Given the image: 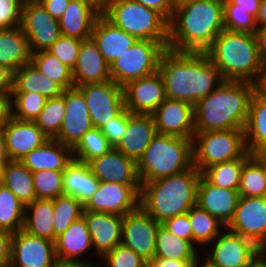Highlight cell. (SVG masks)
<instances>
[{
	"instance_id": "6da1fadb",
	"label": "cell",
	"mask_w": 266,
	"mask_h": 267,
	"mask_svg": "<svg viewBox=\"0 0 266 267\" xmlns=\"http://www.w3.org/2000/svg\"><path fill=\"white\" fill-rule=\"evenodd\" d=\"M158 71L164 82L166 98L186 101L192 105L225 81L205 52L167 48L161 56Z\"/></svg>"
},
{
	"instance_id": "7a4b0ae2",
	"label": "cell",
	"mask_w": 266,
	"mask_h": 267,
	"mask_svg": "<svg viewBox=\"0 0 266 267\" xmlns=\"http://www.w3.org/2000/svg\"><path fill=\"white\" fill-rule=\"evenodd\" d=\"M223 29V0L185 2L174 8L169 22L168 48L205 52Z\"/></svg>"
},
{
	"instance_id": "3957f363",
	"label": "cell",
	"mask_w": 266,
	"mask_h": 267,
	"mask_svg": "<svg viewBox=\"0 0 266 267\" xmlns=\"http://www.w3.org/2000/svg\"><path fill=\"white\" fill-rule=\"evenodd\" d=\"M257 84L224 81L193 105L195 132L243 129Z\"/></svg>"
},
{
	"instance_id": "277c9868",
	"label": "cell",
	"mask_w": 266,
	"mask_h": 267,
	"mask_svg": "<svg viewBox=\"0 0 266 267\" xmlns=\"http://www.w3.org/2000/svg\"><path fill=\"white\" fill-rule=\"evenodd\" d=\"M201 172L193 166L180 173L141 182L140 206L158 223L187 213L197 202Z\"/></svg>"
},
{
	"instance_id": "5b68a950",
	"label": "cell",
	"mask_w": 266,
	"mask_h": 267,
	"mask_svg": "<svg viewBox=\"0 0 266 267\" xmlns=\"http://www.w3.org/2000/svg\"><path fill=\"white\" fill-rule=\"evenodd\" d=\"M205 53L225 81L257 84L266 67L258 52L255 33L223 29Z\"/></svg>"
},
{
	"instance_id": "8992f818",
	"label": "cell",
	"mask_w": 266,
	"mask_h": 267,
	"mask_svg": "<svg viewBox=\"0 0 266 267\" xmlns=\"http://www.w3.org/2000/svg\"><path fill=\"white\" fill-rule=\"evenodd\" d=\"M193 139L156 134L137 161L141 182H149L192 168Z\"/></svg>"
},
{
	"instance_id": "52a82bcc",
	"label": "cell",
	"mask_w": 266,
	"mask_h": 267,
	"mask_svg": "<svg viewBox=\"0 0 266 267\" xmlns=\"http://www.w3.org/2000/svg\"><path fill=\"white\" fill-rule=\"evenodd\" d=\"M102 15L114 26L139 40H169V22L159 12L138 2L112 0Z\"/></svg>"
},
{
	"instance_id": "ba28073f",
	"label": "cell",
	"mask_w": 266,
	"mask_h": 267,
	"mask_svg": "<svg viewBox=\"0 0 266 267\" xmlns=\"http://www.w3.org/2000/svg\"><path fill=\"white\" fill-rule=\"evenodd\" d=\"M193 165L202 172L205 168L225 161L242 158L248 151L243 129L195 132Z\"/></svg>"
},
{
	"instance_id": "9c48e42d",
	"label": "cell",
	"mask_w": 266,
	"mask_h": 267,
	"mask_svg": "<svg viewBox=\"0 0 266 267\" xmlns=\"http://www.w3.org/2000/svg\"><path fill=\"white\" fill-rule=\"evenodd\" d=\"M168 42L137 40L110 65L111 80L120 86L158 71Z\"/></svg>"
},
{
	"instance_id": "30bf717a",
	"label": "cell",
	"mask_w": 266,
	"mask_h": 267,
	"mask_svg": "<svg viewBox=\"0 0 266 267\" xmlns=\"http://www.w3.org/2000/svg\"><path fill=\"white\" fill-rule=\"evenodd\" d=\"M85 98L90 119L101 128L124 109L123 88L112 80L77 87Z\"/></svg>"
},
{
	"instance_id": "8fae6325",
	"label": "cell",
	"mask_w": 266,
	"mask_h": 267,
	"mask_svg": "<svg viewBox=\"0 0 266 267\" xmlns=\"http://www.w3.org/2000/svg\"><path fill=\"white\" fill-rule=\"evenodd\" d=\"M160 223L141 206L123 216L121 244L141 256L148 264L154 259Z\"/></svg>"
},
{
	"instance_id": "7c38bea8",
	"label": "cell",
	"mask_w": 266,
	"mask_h": 267,
	"mask_svg": "<svg viewBox=\"0 0 266 267\" xmlns=\"http://www.w3.org/2000/svg\"><path fill=\"white\" fill-rule=\"evenodd\" d=\"M141 184L99 182L84 210L124 216L140 206Z\"/></svg>"
},
{
	"instance_id": "4fadbf2b",
	"label": "cell",
	"mask_w": 266,
	"mask_h": 267,
	"mask_svg": "<svg viewBox=\"0 0 266 267\" xmlns=\"http://www.w3.org/2000/svg\"><path fill=\"white\" fill-rule=\"evenodd\" d=\"M20 26L27 37L31 53L34 50L47 51L61 36L59 21L41 3L24 0Z\"/></svg>"
},
{
	"instance_id": "5bb4252c",
	"label": "cell",
	"mask_w": 266,
	"mask_h": 267,
	"mask_svg": "<svg viewBox=\"0 0 266 267\" xmlns=\"http://www.w3.org/2000/svg\"><path fill=\"white\" fill-rule=\"evenodd\" d=\"M55 243L19 230L12 234L9 267H54Z\"/></svg>"
},
{
	"instance_id": "9a60e30c",
	"label": "cell",
	"mask_w": 266,
	"mask_h": 267,
	"mask_svg": "<svg viewBox=\"0 0 266 267\" xmlns=\"http://www.w3.org/2000/svg\"><path fill=\"white\" fill-rule=\"evenodd\" d=\"M66 106L56 141L73 148L80 138L94 128L82 92L77 87L64 89L62 94Z\"/></svg>"
},
{
	"instance_id": "2e32d148",
	"label": "cell",
	"mask_w": 266,
	"mask_h": 267,
	"mask_svg": "<svg viewBox=\"0 0 266 267\" xmlns=\"http://www.w3.org/2000/svg\"><path fill=\"white\" fill-rule=\"evenodd\" d=\"M124 108L130 113L152 114L166 99L159 71L132 80L123 87Z\"/></svg>"
},
{
	"instance_id": "e0dca14e",
	"label": "cell",
	"mask_w": 266,
	"mask_h": 267,
	"mask_svg": "<svg viewBox=\"0 0 266 267\" xmlns=\"http://www.w3.org/2000/svg\"><path fill=\"white\" fill-rule=\"evenodd\" d=\"M158 134L193 139L195 133L193 105L166 98L152 113Z\"/></svg>"
},
{
	"instance_id": "ac0fdd59",
	"label": "cell",
	"mask_w": 266,
	"mask_h": 267,
	"mask_svg": "<svg viewBox=\"0 0 266 267\" xmlns=\"http://www.w3.org/2000/svg\"><path fill=\"white\" fill-rule=\"evenodd\" d=\"M226 228L258 244L266 234V196H240L234 217Z\"/></svg>"
},
{
	"instance_id": "d6986e66",
	"label": "cell",
	"mask_w": 266,
	"mask_h": 267,
	"mask_svg": "<svg viewBox=\"0 0 266 267\" xmlns=\"http://www.w3.org/2000/svg\"><path fill=\"white\" fill-rule=\"evenodd\" d=\"M218 237L207 258L216 267H247L257 256V244L251 239L231 231Z\"/></svg>"
},
{
	"instance_id": "ffe728a7",
	"label": "cell",
	"mask_w": 266,
	"mask_h": 267,
	"mask_svg": "<svg viewBox=\"0 0 266 267\" xmlns=\"http://www.w3.org/2000/svg\"><path fill=\"white\" fill-rule=\"evenodd\" d=\"M1 132L5 138L6 151L10 160L20 161L33 149L50 139L34 121L18 120L12 116Z\"/></svg>"
},
{
	"instance_id": "44dd1931",
	"label": "cell",
	"mask_w": 266,
	"mask_h": 267,
	"mask_svg": "<svg viewBox=\"0 0 266 267\" xmlns=\"http://www.w3.org/2000/svg\"><path fill=\"white\" fill-rule=\"evenodd\" d=\"M240 195L238 190L210 184L202 175L197 189L196 204L227 227L234 217Z\"/></svg>"
},
{
	"instance_id": "7402d4cb",
	"label": "cell",
	"mask_w": 266,
	"mask_h": 267,
	"mask_svg": "<svg viewBox=\"0 0 266 267\" xmlns=\"http://www.w3.org/2000/svg\"><path fill=\"white\" fill-rule=\"evenodd\" d=\"M88 164L99 182L141 184L137 162L115 148Z\"/></svg>"
},
{
	"instance_id": "603a6c76",
	"label": "cell",
	"mask_w": 266,
	"mask_h": 267,
	"mask_svg": "<svg viewBox=\"0 0 266 267\" xmlns=\"http://www.w3.org/2000/svg\"><path fill=\"white\" fill-rule=\"evenodd\" d=\"M74 87L111 80L110 65L90 37L81 41L76 64L72 69Z\"/></svg>"
},
{
	"instance_id": "cb8c5ba5",
	"label": "cell",
	"mask_w": 266,
	"mask_h": 267,
	"mask_svg": "<svg viewBox=\"0 0 266 267\" xmlns=\"http://www.w3.org/2000/svg\"><path fill=\"white\" fill-rule=\"evenodd\" d=\"M156 134L152 114L130 113L127 110V130L115 149L137 162Z\"/></svg>"
},
{
	"instance_id": "d4e9b609",
	"label": "cell",
	"mask_w": 266,
	"mask_h": 267,
	"mask_svg": "<svg viewBox=\"0 0 266 267\" xmlns=\"http://www.w3.org/2000/svg\"><path fill=\"white\" fill-rule=\"evenodd\" d=\"M91 244L94 245L100 255L111 251L115 246L121 244L123 216L83 210Z\"/></svg>"
},
{
	"instance_id": "484cf974",
	"label": "cell",
	"mask_w": 266,
	"mask_h": 267,
	"mask_svg": "<svg viewBox=\"0 0 266 267\" xmlns=\"http://www.w3.org/2000/svg\"><path fill=\"white\" fill-rule=\"evenodd\" d=\"M91 38L109 65L138 40L133 35L114 26L103 15L96 19Z\"/></svg>"
},
{
	"instance_id": "4316f807",
	"label": "cell",
	"mask_w": 266,
	"mask_h": 267,
	"mask_svg": "<svg viewBox=\"0 0 266 267\" xmlns=\"http://www.w3.org/2000/svg\"><path fill=\"white\" fill-rule=\"evenodd\" d=\"M72 148L49 139L43 145L33 149L20 161L31 171H64L73 160ZM67 155V156H66Z\"/></svg>"
},
{
	"instance_id": "83f0119b",
	"label": "cell",
	"mask_w": 266,
	"mask_h": 267,
	"mask_svg": "<svg viewBox=\"0 0 266 267\" xmlns=\"http://www.w3.org/2000/svg\"><path fill=\"white\" fill-rule=\"evenodd\" d=\"M101 14L83 0H71L59 21L61 35L81 40L91 37L94 23Z\"/></svg>"
},
{
	"instance_id": "f1b7e54d",
	"label": "cell",
	"mask_w": 266,
	"mask_h": 267,
	"mask_svg": "<svg viewBox=\"0 0 266 267\" xmlns=\"http://www.w3.org/2000/svg\"><path fill=\"white\" fill-rule=\"evenodd\" d=\"M99 188V180L89 164L72 160L63 171V195L78 199L85 205Z\"/></svg>"
},
{
	"instance_id": "f546056e",
	"label": "cell",
	"mask_w": 266,
	"mask_h": 267,
	"mask_svg": "<svg viewBox=\"0 0 266 267\" xmlns=\"http://www.w3.org/2000/svg\"><path fill=\"white\" fill-rule=\"evenodd\" d=\"M31 50L21 26L0 29V65L12 72L31 61Z\"/></svg>"
},
{
	"instance_id": "4dcf8cb0",
	"label": "cell",
	"mask_w": 266,
	"mask_h": 267,
	"mask_svg": "<svg viewBox=\"0 0 266 267\" xmlns=\"http://www.w3.org/2000/svg\"><path fill=\"white\" fill-rule=\"evenodd\" d=\"M12 92H37L50 99L61 96L64 88L29 62L13 72Z\"/></svg>"
},
{
	"instance_id": "1f68e13d",
	"label": "cell",
	"mask_w": 266,
	"mask_h": 267,
	"mask_svg": "<svg viewBox=\"0 0 266 267\" xmlns=\"http://www.w3.org/2000/svg\"><path fill=\"white\" fill-rule=\"evenodd\" d=\"M54 243L57 259L78 261L77 257L92 246L84 217L75 220L68 229L57 236Z\"/></svg>"
},
{
	"instance_id": "d6a6232c",
	"label": "cell",
	"mask_w": 266,
	"mask_h": 267,
	"mask_svg": "<svg viewBox=\"0 0 266 267\" xmlns=\"http://www.w3.org/2000/svg\"><path fill=\"white\" fill-rule=\"evenodd\" d=\"M243 131L247 151L258 154L266 146V98L257 90L251 99Z\"/></svg>"
},
{
	"instance_id": "836d02e7",
	"label": "cell",
	"mask_w": 266,
	"mask_h": 267,
	"mask_svg": "<svg viewBox=\"0 0 266 267\" xmlns=\"http://www.w3.org/2000/svg\"><path fill=\"white\" fill-rule=\"evenodd\" d=\"M0 184L10 189L25 206L36 199L32 172L19 160L6 164Z\"/></svg>"
},
{
	"instance_id": "e575fe53",
	"label": "cell",
	"mask_w": 266,
	"mask_h": 267,
	"mask_svg": "<svg viewBox=\"0 0 266 267\" xmlns=\"http://www.w3.org/2000/svg\"><path fill=\"white\" fill-rule=\"evenodd\" d=\"M25 209L32 210V215L25 213L23 230L55 242L53 200L35 199Z\"/></svg>"
},
{
	"instance_id": "d590c367",
	"label": "cell",
	"mask_w": 266,
	"mask_h": 267,
	"mask_svg": "<svg viewBox=\"0 0 266 267\" xmlns=\"http://www.w3.org/2000/svg\"><path fill=\"white\" fill-rule=\"evenodd\" d=\"M154 258L173 260H196L197 253L194 246L185 239L175 236L162 224L156 235Z\"/></svg>"
},
{
	"instance_id": "8d00e7d4",
	"label": "cell",
	"mask_w": 266,
	"mask_h": 267,
	"mask_svg": "<svg viewBox=\"0 0 266 267\" xmlns=\"http://www.w3.org/2000/svg\"><path fill=\"white\" fill-rule=\"evenodd\" d=\"M238 192L241 197L266 196V166L256 154L243 164Z\"/></svg>"
},
{
	"instance_id": "74e56055",
	"label": "cell",
	"mask_w": 266,
	"mask_h": 267,
	"mask_svg": "<svg viewBox=\"0 0 266 267\" xmlns=\"http://www.w3.org/2000/svg\"><path fill=\"white\" fill-rule=\"evenodd\" d=\"M251 155L247 152L242 158L213 164L205 168L201 175L217 187L238 190L243 164Z\"/></svg>"
},
{
	"instance_id": "f35d334b",
	"label": "cell",
	"mask_w": 266,
	"mask_h": 267,
	"mask_svg": "<svg viewBox=\"0 0 266 267\" xmlns=\"http://www.w3.org/2000/svg\"><path fill=\"white\" fill-rule=\"evenodd\" d=\"M25 205L0 184V230L16 233L24 227Z\"/></svg>"
},
{
	"instance_id": "ab89813d",
	"label": "cell",
	"mask_w": 266,
	"mask_h": 267,
	"mask_svg": "<svg viewBox=\"0 0 266 267\" xmlns=\"http://www.w3.org/2000/svg\"><path fill=\"white\" fill-rule=\"evenodd\" d=\"M47 77L59 83L64 89L74 87L72 70L48 51L34 52L30 61Z\"/></svg>"
},
{
	"instance_id": "60d3db41",
	"label": "cell",
	"mask_w": 266,
	"mask_h": 267,
	"mask_svg": "<svg viewBox=\"0 0 266 267\" xmlns=\"http://www.w3.org/2000/svg\"><path fill=\"white\" fill-rule=\"evenodd\" d=\"M112 149L113 146L101 130L94 127L87 131L72 148L73 155L77 153V157L73 159L88 164L93 159L110 152Z\"/></svg>"
},
{
	"instance_id": "b9f144b4",
	"label": "cell",
	"mask_w": 266,
	"mask_h": 267,
	"mask_svg": "<svg viewBox=\"0 0 266 267\" xmlns=\"http://www.w3.org/2000/svg\"><path fill=\"white\" fill-rule=\"evenodd\" d=\"M188 217L193 232V241L202 245L216 239L219 235V228L223 225L197 204L188 211Z\"/></svg>"
},
{
	"instance_id": "7bdbcfd3",
	"label": "cell",
	"mask_w": 266,
	"mask_h": 267,
	"mask_svg": "<svg viewBox=\"0 0 266 267\" xmlns=\"http://www.w3.org/2000/svg\"><path fill=\"white\" fill-rule=\"evenodd\" d=\"M55 240L82 216L84 205L75 197L60 195L53 199Z\"/></svg>"
},
{
	"instance_id": "ee69618b",
	"label": "cell",
	"mask_w": 266,
	"mask_h": 267,
	"mask_svg": "<svg viewBox=\"0 0 266 267\" xmlns=\"http://www.w3.org/2000/svg\"><path fill=\"white\" fill-rule=\"evenodd\" d=\"M65 109L66 106L62 95L47 99L43 110L34 122L48 138L54 139L60 131Z\"/></svg>"
},
{
	"instance_id": "f6af8a7d",
	"label": "cell",
	"mask_w": 266,
	"mask_h": 267,
	"mask_svg": "<svg viewBox=\"0 0 266 267\" xmlns=\"http://www.w3.org/2000/svg\"><path fill=\"white\" fill-rule=\"evenodd\" d=\"M32 178L36 199L53 200L63 195V171H36Z\"/></svg>"
},
{
	"instance_id": "bcb514c9",
	"label": "cell",
	"mask_w": 266,
	"mask_h": 267,
	"mask_svg": "<svg viewBox=\"0 0 266 267\" xmlns=\"http://www.w3.org/2000/svg\"><path fill=\"white\" fill-rule=\"evenodd\" d=\"M14 105L17 112H11V116L23 121H35L43 110L47 98L37 92H12Z\"/></svg>"
},
{
	"instance_id": "7dc6e473",
	"label": "cell",
	"mask_w": 266,
	"mask_h": 267,
	"mask_svg": "<svg viewBox=\"0 0 266 267\" xmlns=\"http://www.w3.org/2000/svg\"><path fill=\"white\" fill-rule=\"evenodd\" d=\"M224 27L230 31L255 33L256 18L246 9L233 4L230 0H223Z\"/></svg>"
},
{
	"instance_id": "c3c4849f",
	"label": "cell",
	"mask_w": 266,
	"mask_h": 267,
	"mask_svg": "<svg viewBox=\"0 0 266 267\" xmlns=\"http://www.w3.org/2000/svg\"><path fill=\"white\" fill-rule=\"evenodd\" d=\"M81 41L75 37L61 35L47 51L72 70L77 61Z\"/></svg>"
},
{
	"instance_id": "681fc988",
	"label": "cell",
	"mask_w": 266,
	"mask_h": 267,
	"mask_svg": "<svg viewBox=\"0 0 266 267\" xmlns=\"http://www.w3.org/2000/svg\"><path fill=\"white\" fill-rule=\"evenodd\" d=\"M110 267H148V263L133 250L119 244L103 255Z\"/></svg>"
},
{
	"instance_id": "f907efd6",
	"label": "cell",
	"mask_w": 266,
	"mask_h": 267,
	"mask_svg": "<svg viewBox=\"0 0 266 267\" xmlns=\"http://www.w3.org/2000/svg\"><path fill=\"white\" fill-rule=\"evenodd\" d=\"M23 2L24 0H0V29L21 25Z\"/></svg>"
},
{
	"instance_id": "816d5d0a",
	"label": "cell",
	"mask_w": 266,
	"mask_h": 267,
	"mask_svg": "<svg viewBox=\"0 0 266 267\" xmlns=\"http://www.w3.org/2000/svg\"><path fill=\"white\" fill-rule=\"evenodd\" d=\"M100 130L109 140L113 148H115L127 130V110L124 108L116 117L112 118L111 121L105 123Z\"/></svg>"
},
{
	"instance_id": "f5cc1de1",
	"label": "cell",
	"mask_w": 266,
	"mask_h": 267,
	"mask_svg": "<svg viewBox=\"0 0 266 267\" xmlns=\"http://www.w3.org/2000/svg\"><path fill=\"white\" fill-rule=\"evenodd\" d=\"M162 225L165 226L175 236L188 240L192 245H194L193 232L191 229L188 212L167 219L164 223H162Z\"/></svg>"
},
{
	"instance_id": "db71d44e",
	"label": "cell",
	"mask_w": 266,
	"mask_h": 267,
	"mask_svg": "<svg viewBox=\"0 0 266 267\" xmlns=\"http://www.w3.org/2000/svg\"><path fill=\"white\" fill-rule=\"evenodd\" d=\"M138 2L149 9L159 12L168 22L172 19L174 7L170 0H132Z\"/></svg>"
},
{
	"instance_id": "11a10c76",
	"label": "cell",
	"mask_w": 266,
	"mask_h": 267,
	"mask_svg": "<svg viewBox=\"0 0 266 267\" xmlns=\"http://www.w3.org/2000/svg\"><path fill=\"white\" fill-rule=\"evenodd\" d=\"M12 233L0 230V267H9L11 261Z\"/></svg>"
},
{
	"instance_id": "9f6ffc18",
	"label": "cell",
	"mask_w": 266,
	"mask_h": 267,
	"mask_svg": "<svg viewBox=\"0 0 266 267\" xmlns=\"http://www.w3.org/2000/svg\"><path fill=\"white\" fill-rule=\"evenodd\" d=\"M71 0H43L41 5L56 20L64 14Z\"/></svg>"
},
{
	"instance_id": "6f0895ef",
	"label": "cell",
	"mask_w": 266,
	"mask_h": 267,
	"mask_svg": "<svg viewBox=\"0 0 266 267\" xmlns=\"http://www.w3.org/2000/svg\"><path fill=\"white\" fill-rule=\"evenodd\" d=\"M196 260H173L154 258L148 267H195Z\"/></svg>"
},
{
	"instance_id": "680465c9",
	"label": "cell",
	"mask_w": 266,
	"mask_h": 267,
	"mask_svg": "<svg viewBox=\"0 0 266 267\" xmlns=\"http://www.w3.org/2000/svg\"><path fill=\"white\" fill-rule=\"evenodd\" d=\"M13 72L0 65V95L12 94Z\"/></svg>"
},
{
	"instance_id": "91938a15",
	"label": "cell",
	"mask_w": 266,
	"mask_h": 267,
	"mask_svg": "<svg viewBox=\"0 0 266 267\" xmlns=\"http://www.w3.org/2000/svg\"><path fill=\"white\" fill-rule=\"evenodd\" d=\"M11 95H0V130L7 124L13 111Z\"/></svg>"
},
{
	"instance_id": "94428289",
	"label": "cell",
	"mask_w": 266,
	"mask_h": 267,
	"mask_svg": "<svg viewBox=\"0 0 266 267\" xmlns=\"http://www.w3.org/2000/svg\"><path fill=\"white\" fill-rule=\"evenodd\" d=\"M255 37L257 40L258 52L263 64L266 66V26L256 28Z\"/></svg>"
},
{
	"instance_id": "6125c7cd",
	"label": "cell",
	"mask_w": 266,
	"mask_h": 267,
	"mask_svg": "<svg viewBox=\"0 0 266 267\" xmlns=\"http://www.w3.org/2000/svg\"><path fill=\"white\" fill-rule=\"evenodd\" d=\"M233 4L246 9V11L255 18L259 12L260 0H230Z\"/></svg>"
},
{
	"instance_id": "be15d7a7",
	"label": "cell",
	"mask_w": 266,
	"mask_h": 267,
	"mask_svg": "<svg viewBox=\"0 0 266 267\" xmlns=\"http://www.w3.org/2000/svg\"><path fill=\"white\" fill-rule=\"evenodd\" d=\"M10 161L7 151H6V144H5V138L3 133L0 130V178L2 175V172L4 168L6 167V164Z\"/></svg>"
},
{
	"instance_id": "e7e4bbea",
	"label": "cell",
	"mask_w": 266,
	"mask_h": 267,
	"mask_svg": "<svg viewBox=\"0 0 266 267\" xmlns=\"http://www.w3.org/2000/svg\"><path fill=\"white\" fill-rule=\"evenodd\" d=\"M54 267H96L92 266L89 263L82 262L80 260L78 261H72V260H62V259H57L55 261Z\"/></svg>"
},
{
	"instance_id": "03108f58",
	"label": "cell",
	"mask_w": 266,
	"mask_h": 267,
	"mask_svg": "<svg viewBox=\"0 0 266 267\" xmlns=\"http://www.w3.org/2000/svg\"><path fill=\"white\" fill-rule=\"evenodd\" d=\"M91 5L101 15L108 9L112 0H83Z\"/></svg>"
},
{
	"instance_id": "003e7915",
	"label": "cell",
	"mask_w": 266,
	"mask_h": 267,
	"mask_svg": "<svg viewBox=\"0 0 266 267\" xmlns=\"http://www.w3.org/2000/svg\"><path fill=\"white\" fill-rule=\"evenodd\" d=\"M266 26V0H260L259 12L256 17V24Z\"/></svg>"
},
{
	"instance_id": "a7ac6f4b",
	"label": "cell",
	"mask_w": 266,
	"mask_h": 267,
	"mask_svg": "<svg viewBox=\"0 0 266 267\" xmlns=\"http://www.w3.org/2000/svg\"><path fill=\"white\" fill-rule=\"evenodd\" d=\"M257 91L266 98V67L257 83Z\"/></svg>"
},
{
	"instance_id": "89a4df30",
	"label": "cell",
	"mask_w": 266,
	"mask_h": 267,
	"mask_svg": "<svg viewBox=\"0 0 266 267\" xmlns=\"http://www.w3.org/2000/svg\"><path fill=\"white\" fill-rule=\"evenodd\" d=\"M257 255L261 257L266 256V234L257 244Z\"/></svg>"
},
{
	"instance_id": "2644e50d",
	"label": "cell",
	"mask_w": 266,
	"mask_h": 267,
	"mask_svg": "<svg viewBox=\"0 0 266 267\" xmlns=\"http://www.w3.org/2000/svg\"><path fill=\"white\" fill-rule=\"evenodd\" d=\"M247 267H266V258L257 255Z\"/></svg>"
},
{
	"instance_id": "8c879c8a",
	"label": "cell",
	"mask_w": 266,
	"mask_h": 267,
	"mask_svg": "<svg viewBox=\"0 0 266 267\" xmlns=\"http://www.w3.org/2000/svg\"><path fill=\"white\" fill-rule=\"evenodd\" d=\"M192 1V0H170L172 6L175 8L180 4H183L185 2Z\"/></svg>"
},
{
	"instance_id": "753ad0ef",
	"label": "cell",
	"mask_w": 266,
	"mask_h": 267,
	"mask_svg": "<svg viewBox=\"0 0 266 267\" xmlns=\"http://www.w3.org/2000/svg\"><path fill=\"white\" fill-rule=\"evenodd\" d=\"M195 267H198V260L196 259ZM202 267H216L212 265L208 260L205 262L204 266Z\"/></svg>"
},
{
	"instance_id": "34e18365",
	"label": "cell",
	"mask_w": 266,
	"mask_h": 267,
	"mask_svg": "<svg viewBox=\"0 0 266 267\" xmlns=\"http://www.w3.org/2000/svg\"><path fill=\"white\" fill-rule=\"evenodd\" d=\"M265 164L266 166V154H256Z\"/></svg>"
},
{
	"instance_id": "11e5206c",
	"label": "cell",
	"mask_w": 266,
	"mask_h": 267,
	"mask_svg": "<svg viewBox=\"0 0 266 267\" xmlns=\"http://www.w3.org/2000/svg\"><path fill=\"white\" fill-rule=\"evenodd\" d=\"M258 154H266V146Z\"/></svg>"
},
{
	"instance_id": "2a66077c",
	"label": "cell",
	"mask_w": 266,
	"mask_h": 267,
	"mask_svg": "<svg viewBox=\"0 0 266 267\" xmlns=\"http://www.w3.org/2000/svg\"><path fill=\"white\" fill-rule=\"evenodd\" d=\"M27 1L35 2V3H40V2H42L43 0H27Z\"/></svg>"
}]
</instances>
